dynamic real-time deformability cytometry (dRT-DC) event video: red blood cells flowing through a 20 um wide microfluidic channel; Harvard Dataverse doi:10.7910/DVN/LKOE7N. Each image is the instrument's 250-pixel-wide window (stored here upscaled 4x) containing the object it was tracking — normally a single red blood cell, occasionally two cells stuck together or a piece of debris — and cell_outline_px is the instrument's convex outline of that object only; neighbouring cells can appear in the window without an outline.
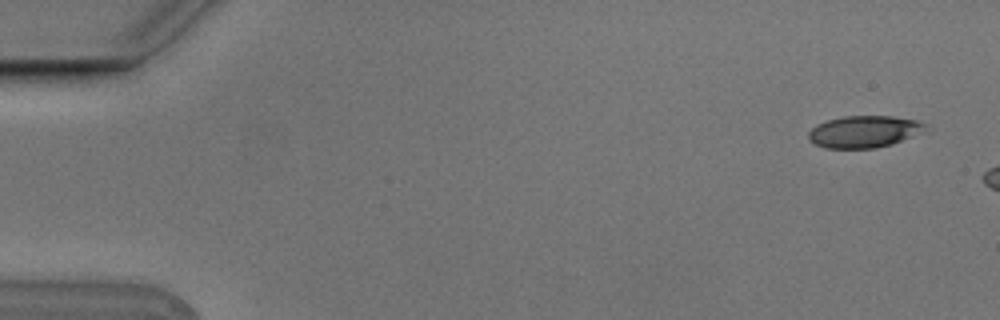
{"species": "Egyptian fruit bat (a non-hibernating species)", "species_latin": "Rousettus aegyptiacus", "temperature_condition": "cold", "stored_images_in_passage": 3, "camera_frame_rate_fps": 3000, "um_per_image_px": 0.085, "animal": {"sex": "male"}, "frame": {"image": 1, "passage_image": 1, "time_ms": 0.0, "image_size_px": [1000, 320], "cell_outline_px": [[928, 132], [892, 144], [876, 148], [824, 148], [808, 140], [808, 132], [816, 124], [828, 120], [844, 116], [892, 116], [916, 120], [924, 124]], "centroid_in_image_um": [73.48, 11.19], "position_along_channel_um": 11.5, "area_um2": 21.96}}